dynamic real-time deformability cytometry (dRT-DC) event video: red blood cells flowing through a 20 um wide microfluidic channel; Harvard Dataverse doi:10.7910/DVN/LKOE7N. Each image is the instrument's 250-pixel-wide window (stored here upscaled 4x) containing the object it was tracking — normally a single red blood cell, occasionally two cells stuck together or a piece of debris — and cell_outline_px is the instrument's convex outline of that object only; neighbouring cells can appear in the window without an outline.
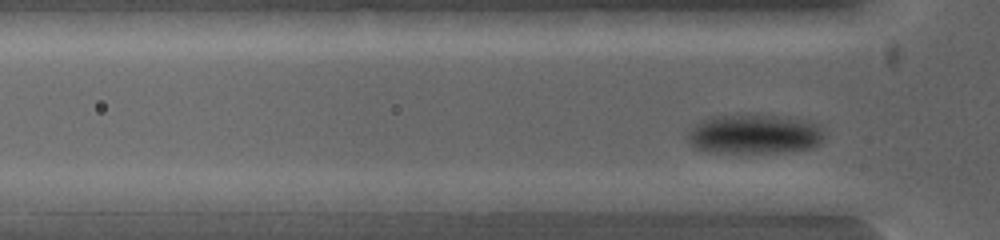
{"species": "common noctule bat (a hibernating species)", "species_latin": "Nyctalus noctula", "temperature_condition": "warm", "stored_images_in_passage": 3, "camera_frame_rate_fps": 5000, "um_per_image_px": 0.085, "animal": {"sex": "female", "body_mass_g": 19.0, "forearm_length_mm": 53.3}, "frame": {"image": 1, "passage_image": 3, "time_ms": 1.0, "image_size_px": [1000, 240], "cell_outline_px": [[596, 200], [564, 212], [500, 212], [492, 200], [580, 192], [584, 192]], "centroid_in_image_um": [46.25, 17.26], "position_along_channel_um": 79.6, "area_um2": 10.4}}